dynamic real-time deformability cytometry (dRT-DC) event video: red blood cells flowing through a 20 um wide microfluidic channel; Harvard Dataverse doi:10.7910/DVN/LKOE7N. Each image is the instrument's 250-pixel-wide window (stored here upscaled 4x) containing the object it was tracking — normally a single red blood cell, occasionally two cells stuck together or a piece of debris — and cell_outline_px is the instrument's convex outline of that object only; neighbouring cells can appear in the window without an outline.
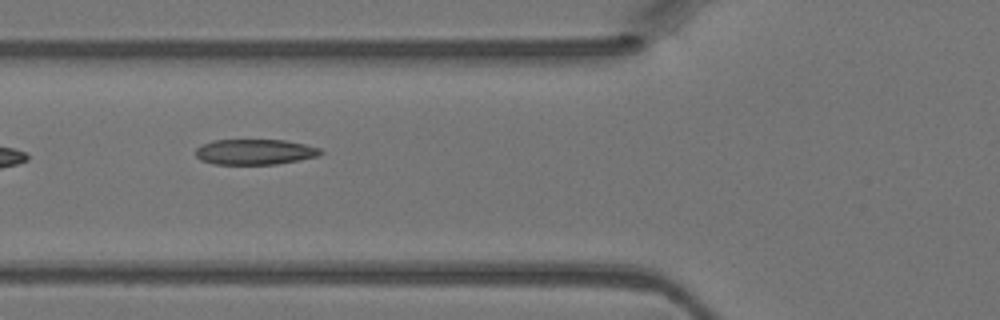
{"species": "Egyptian fruit bat (a non-hibernating species)", "species_latin": "Rousettus aegyptiacus", "temperature_condition": "warm", "stored_images_in_passage": 4, "camera_frame_rate_fps": 3000, "um_per_image_px": 0.085, "animal": {"sex": "female"}, "frame": {"image": 1, "passage_image": 3, "time_ms": 0.667, "image_size_px": [1000, 320], "cell_outline_px": [[324, 152], [316, 156], [276, 164], [212, 164], [200, 160], [196, 156], [196, 148], [200, 144], [212, 140], [284, 140], [304, 144], [320, 148]], "centroid_in_image_um": [21.6, 12.9], "position_along_channel_um": 104.2, "area_um2": 18.5}}
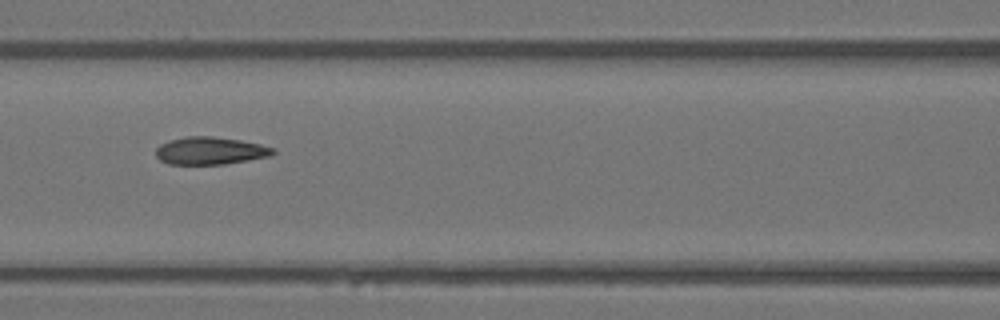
{"frame": {"image": 2, "passage_image": 4, "time_ms": 1.0, "image_size_px": [1000, 320], "cell_outline_px": [[276, 152], [272, 156], [224, 164], [168, 164], [160, 160], [156, 156], [156, 148], [160, 144], [172, 140], [188, 136], [212, 136], [240, 140], [260, 144], [276, 148]], "centroid_in_image_um": [17.9, 12.82], "position_along_channel_um": 148.7, "area_um2": 18.84}}